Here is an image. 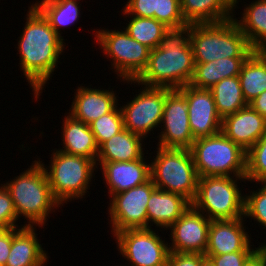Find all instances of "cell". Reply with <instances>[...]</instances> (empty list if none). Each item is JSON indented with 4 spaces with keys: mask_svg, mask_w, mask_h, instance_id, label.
Here are the masks:
<instances>
[{
    "mask_svg": "<svg viewBox=\"0 0 266 266\" xmlns=\"http://www.w3.org/2000/svg\"><path fill=\"white\" fill-rule=\"evenodd\" d=\"M28 9L16 48L20 57V69L37 101L47 81L53 77L66 44L33 4Z\"/></svg>",
    "mask_w": 266,
    "mask_h": 266,
    "instance_id": "cell-1",
    "label": "cell"
},
{
    "mask_svg": "<svg viewBox=\"0 0 266 266\" xmlns=\"http://www.w3.org/2000/svg\"><path fill=\"white\" fill-rule=\"evenodd\" d=\"M191 30L192 24L168 28L159 46L150 50L147 66L135 81L148 87L169 89L190 84L195 71Z\"/></svg>",
    "mask_w": 266,
    "mask_h": 266,
    "instance_id": "cell-2",
    "label": "cell"
},
{
    "mask_svg": "<svg viewBox=\"0 0 266 266\" xmlns=\"http://www.w3.org/2000/svg\"><path fill=\"white\" fill-rule=\"evenodd\" d=\"M16 176L4 183L16 210L18 219L23 216L25 225L45 227L49 214L61 204L54 198L46 172L38 160ZM28 223V224H27Z\"/></svg>",
    "mask_w": 266,
    "mask_h": 266,
    "instance_id": "cell-3",
    "label": "cell"
},
{
    "mask_svg": "<svg viewBox=\"0 0 266 266\" xmlns=\"http://www.w3.org/2000/svg\"><path fill=\"white\" fill-rule=\"evenodd\" d=\"M190 44L195 63L248 57L254 51L234 18L217 23L192 24Z\"/></svg>",
    "mask_w": 266,
    "mask_h": 266,
    "instance_id": "cell-4",
    "label": "cell"
},
{
    "mask_svg": "<svg viewBox=\"0 0 266 266\" xmlns=\"http://www.w3.org/2000/svg\"><path fill=\"white\" fill-rule=\"evenodd\" d=\"M49 166L37 160L43 166L54 198L63 206L64 203L78 200L89 193L90 183L96 172V162L83 156H75L55 150L51 154Z\"/></svg>",
    "mask_w": 266,
    "mask_h": 266,
    "instance_id": "cell-5",
    "label": "cell"
},
{
    "mask_svg": "<svg viewBox=\"0 0 266 266\" xmlns=\"http://www.w3.org/2000/svg\"><path fill=\"white\" fill-rule=\"evenodd\" d=\"M199 177H245L246 154L222 132L196 139L189 148Z\"/></svg>",
    "mask_w": 266,
    "mask_h": 266,
    "instance_id": "cell-6",
    "label": "cell"
},
{
    "mask_svg": "<svg viewBox=\"0 0 266 266\" xmlns=\"http://www.w3.org/2000/svg\"><path fill=\"white\" fill-rule=\"evenodd\" d=\"M239 181L247 180L245 177L217 175L199 177L192 206L211 221L244 217L245 195Z\"/></svg>",
    "mask_w": 266,
    "mask_h": 266,
    "instance_id": "cell-7",
    "label": "cell"
},
{
    "mask_svg": "<svg viewBox=\"0 0 266 266\" xmlns=\"http://www.w3.org/2000/svg\"><path fill=\"white\" fill-rule=\"evenodd\" d=\"M156 153L150 160L151 180L156 188L180 194L192 203L199 176L190 150L157 146Z\"/></svg>",
    "mask_w": 266,
    "mask_h": 266,
    "instance_id": "cell-8",
    "label": "cell"
},
{
    "mask_svg": "<svg viewBox=\"0 0 266 266\" xmlns=\"http://www.w3.org/2000/svg\"><path fill=\"white\" fill-rule=\"evenodd\" d=\"M95 32V41L103 55L110 58L111 67L124 82L135 80L146 68L150 49L129 36L123 30L99 29Z\"/></svg>",
    "mask_w": 266,
    "mask_h": 266,
    "instance_id": "cell-9",
    "label": "cell"
},
{
    "mask_svg": "<svg viewBox=\"0 0 266 266\" xmlns=\"http://www.w3.org/2000/svg\"><path fill=\"white\" fill-rule=\"evenodd\" d=\"M126 83H133L134 87L141 85L142 88L138 91L139 94L126 102L127 104L122 107L120 105L124 128L146 140L153 129L161 127L166 88L148 87L138 84L135 80H127Z\"/></svg>",
    "mask_w": 266,
    "mask_h": 266,
    "instance_id": "cell-10",
    "label": "cell"
},
{
    "mask_svg": "<svg viewBox=\"0 0 266 266\" xmlns=\"http://www.w3.org/2000/svg\"><path fill=\"white\" fill-rule=\"evenodd\" d=\"M118 252L130 266H166L169 243L151 228L125 229L115 233ZM128 265V266H129Z\"/></svg>",
    "mask_w": 266,
    "mask_h": 266,
    "instance_id": "cell-11",
    "label": "cell"
},
{
    "mask_svg": "<svg viewBox=\"0 0 266 266\" xmlns=\"http://www.w3.org/2000/svg\"><path fill=\"white\" fill-rule=\"evenodd\" d=\"M155 189L150 179L142 185L110 196L108 217L113 235L125 229L147 228V203Z\"/></svg>",
    "mask_w": 266,
    "mask_h": 266,
    "instance_id": "cell-12",
    "label": "cell"
},
{
    "mask_svg": "<svg viewBox=\"0 0 266 266\" xmlns=\"http://www.w3.org/2000/svg\"><path fill=\"white\" fill-rule=\"evenodd\" d=\"M160 126L162 131L156 136L159 147L189 149L195 141L190 129L186 97L179 89L166 88Z\"/></svg>",
    "mask_w": 266,
    "mask_h": 266,
    "instance_id": "cell-13",
    "label": "cell"
},
{
    "mask_svg": "<svg viewBox=\"0 0 266 266\" xmlns=\"http://www.w3.org/2000/svg\"><path fill=\"white\" fill-rule=\"evenodd\" d=\"M211 220L192 205L167 230H170L169 251L205 254Z\"/></svg>",
    "mask_w": 266,
    "mask_h": 266,
    "instance_id": "cell-14",
    "label": "cell"
},
{
    "mask_svg": "<svg viewBox=\"0 0 266 266\" xmlns=\"http://www.w3.org/2000/svg\"><path fill=\"white\" fill-rule=\"evenodd\" d=\"M188 107V119L194 140L214 136L221 132L222 119L218 115L212 92L194 88L190 84L180 87Z\"/></svg>",
    "mask_w": 266,
    "mask_h": 266,
    "instance_id": "cell-15",
    "label": "cell"
},
{
    "mask_svg": "<svg viewBox=\"0 0 266 266\" xmlns=\"http://www.w3.org/2000/svg\"><path fill=\"white\" fill-rule=\"evenodd\" d=\"M244 219V217H241L212 220L209 227L208 246L204 255L255 252L259 247L252 248L254 244L251 245V236L246 232V226H244L246 220Z\"/></svg>",
    "mask_w": 266,
    "mask_h": 266,
    "instance_id": "cell-16",
    "label": "cell"
},
{
    "mask_svg": "<svg viewBox=\"0 0 266 266\" xmlns=\"http://www.w3.org/2000/svg\"><path fill=\"white\" fill-rule=\"evenodd\" d=\"M145 157L147 156L143 155L130 162H96L97 169L99 165L102 170L109 196L142 185L151 179L150 162Z\"/></svg>",
    "mask_w": 266,
    "mask_h": 266,
    "instance_id": "cell-17",
    "label": "cell"
},
{
    "mask_svg": "<svg viewBox=\"0 0 266 266\" xmlns=\"http://www.w3.org/2000/svg\"><path fill=\"white\" fill-rule=\"evenodd\" d=\"M221 132L247 152L266 133V119L248 104L222 119Z\"/></svg>",
    "mask_w": 266,
    "mask_h": 266,
    "instance_id": "cell-18",
    "label": "cell"
},
{
    "mask_svg": "<svg viewBox=\"0 0 266 266\" xmlns=\"http://www.w3.org/2000/svg\"><path fill=\"white\" fill-rule=\"evenodd\" d=\"M116 91L95 89L91 86L77 87L70 112L68 113L73 118L82 121L89 125L94 120H97L102 115L111 112L118 104Z\"/></svg>",
    "mask_w": 266,
    "mask_h": 266,
    "instance_id": "cell-19",
    "label": "cell"
},
{
    "mask_svg": "<svg viewBox=\"0 0 266 266\" xmlns=\"http://www.w3.org/2000/svg\"><path fill=\"white\" fill-rule=\"evenodd\" d=\"M191 205L192 203L180 194L156 188L147 203V228H152L154 224L155 227L167 231Z\"/></svg>",
    "mask_w": 266,
    "mask_h": 266,
    "instance_id": "cell-20",
    "label": "cell"
},
{
    "mask_svg": "<svg viewBox=\"0 0 266 266\" xmlns=\"http://www.w3.org/2000/svg\"><path fill=\"white\" fill-rule=\"evenodd\" d=\"M37 226L13 228L11 250L5 266H45L48 253L43 250L36 234Z\"/></svg>",
    "mask_w": 266,
    "mask_h": 266,
    "instance_id": "cell-21",
    "label": "cell"
},
{
    "mask_svg": "<svg viewBox=\"0 0 266 266\" xmlns=\"http://www.w3.org/2000/svg\"><path fill=\"white\" fill-rule=\"evenodd\" d=\"M62 149L57 150L75 156H83L96 162L99 146L90 126L67 113L62 122Z\"/></svg>",
    "mask_w": 266,
    "mask_h": 266,
    "instance_id": "cell-22",
    "label": "cell"
},
{
    "mask_svg": "<svg viewBox=\"0 0 266 266\" xmlns=\"http://www.w3.org/2000/svg\"><path fill=\"white\" fill-rule=\"evenodd\" d=\"M239 1L180 0V8L187 24L217 23L233 18Z\"/></svg>",
    "mask_w": 266,
    "mask_h": 266,
    "instance_id": "cell-23",
    "label": "cell"
},
{
    "mask_svg": "<svg viewBox=\"0 0 266 266\" xmlns=\"http://www.w3.org/2000/svg\"><path fill=\"white\" fill-rule=\"evenodd\" d=\"M142 136L123 129L99 146L96 162H130L140 159L145 145Z\"/></svg>",
    "mask_w": 266,
    "mask_h": 266,
    "instance_id": "cell-24",
    "label": "cell"
},
{
    "mask_svg": "<svg viewBox=\"0 0 266 266\" xmlns=\"http://www.w3.org/2000/svg\"><path fill=\"white\" fill-rule=\"evenodd\" d=\"M238 77L243 97L249 104L266 90V50H254L242 64Z\"/></svg>",
    "mask_w": 266,
    "mask_h": 266,
    "instance_id": "cell-25",
    "label": "cell"
},
{
    "mask_svg": "<svg viewBox=\"0 0 266 266\" xmlns=\"http://www.w3.org/2000/svg\"><path fill=\"white\" fill-rule=\"evenodd\" d=\"M242 16L234 20L254 50H266V0L245 5Z\"/></svg>",
    "mask_w": 266,
    "mask_h": 266,
    "instance_id": "cell-26",
    "label": "cell"
},
{
    "mask_svg": "<svg viewBox=\"0 0 266 266\" xmlns=\"http://www.w3.org/2000/svg\"><path fill=\"white\" fill-rule=\"evenodd\" d=\"M80 0H38L32 4L47 19L50 26L61 36V27L73 25L78 21L80 15Z\"/></svg>",
    "mask_w": 266,
    "mask_h": 266,
    "instance_id": "cell-27",
    "label": "cell"
},
{
    "mask_svg": "<svg viewBox=\"0 0 266 266\" xmlns=\"http://www.w3.org/2000/svg\"><path fill=\"white\" fill-rule=\"evenodd\" d=\"M209 90L212 92L216 110L221 119L248 105L243 97L238 76L222 79Z\"/></svg>",
    "mask_w": 266,
    "mask_h": 266,
    "instance_id": "cell-28",
    "label": "cell"
},
{
    "mask_svg": "<svg viewBox=\"0 0 266 266\" xmlns=\"http://www.w3.org/2000/svg\"><path fill=\"white\" fill-rule=\"evenodd\" d=\"M122 12L123 16L131 18L130 21H127L126 27L124 28L123 26V29L129 36L150 50L159 46L168 27L154 18L129 16L124 11Z\"/></svg>",
    "mask_w": 266,
    "mask_h": 266,
    "instance_id": "cell-29",
    "label": "cell"
},
{
    "mask_svg": "<svg viewBox=\"0 0 266 266\" xmlns=\"http://www.w3.org/2000/svg\"><path fill=\"white\" fill-rule=\"evenodd\" d=\"M245 178L250 183H266V133L247 151Z\"/></svg>",
    "mask_w": 266,
    "mask_h": 266,
    "instance_id": "cell-30",
    "label": "cell"
},
{
    "mask_svg": "<svg viewBox=\"0 0 266 266\" xmlns=\"http://www.w3.org/2000/svg\"><path fill=\"white\" fill-rule=\"evenodd\" d=\"M89 126L98 146H100L103 142L109 140L124 129L120 107L116 106L111 112L91 122Z\"/></svg>",
    "mask_w": 266,
    "mask_h": 266,
    "instance_id": "cell-31",
    "label": "cell"
},
{
    "mask_svg": "<svg viewBox=\"0 0 266 266\" xmlns=\"http://www.w3.org/2000/svg\"><path fill=\"white\" fill-rule=\"evenodd\" d=\"M261 186L256 191L246 193L244 202V218H250L264 226L266 229V183H260ZM252 192V193H251ZM260 246H266V243H261Z\"/></svg>",
    "mask_w": 266,
    "mask_h": 266,
    "instance_id": "cell-32",
    "label": "cell"
},
{
    "mask_svg": "<svg viewBox=\"0 0 266 266\" xmlns=\"http://www.w3.org/2000/svg\"><path fill=\"white\" fill-rule=\"evenodd\" d=\"M154 19L168 28H177L187 24L181 13L180 0H156Z\"/></svg>",
    "mask_w": 266,
    "mask_h": 266,
    "instance_id": "cell-33",
    "label": "cell"
},
{
    "mask_svg": "<svg viewBox=\"0 0 266 266\" xmlns=\"http://www.w3.org/2000/svg\"><path fill=\"white\" fill-rule=\"evenodd\" d=\"M221 81L220 59L207 63H195V71L190 85L199 89H210Z\"/></svg>",
    "mask_w": 266,
    "mask_h": 266,
    "instance_id": "cell-34",
    "label": "cell"
},
{
    "mask_svg": "<svg viewBox=\"0 0 266 266\" xmlns=\"http://www.w3.org/2000/svg\"><path fill=\"white\" fill-rule=\"evenodd\" d=\"M18 216L16 214L13 200L4 187L0 186V229L18 228ZM17 224V225H16Z\"/></svg>",
    "mask_w": 266,
    "mask_h": 266,
    "instance_id": "cell-35",
    "label": "cell"
},
{
    "mask_svg": "<svg viewBox=\"0 0 266 266\" xmlns=\"http://www.w3.org/2000/svg\"><path fill=\"white\" fill-rule=\"evenodd\" d=\"M123 7L121 11H124L126 15L154 18L156 0H127Z\"/></svg>",
    "mask_w": 266,
    "mask_h": 266,
    "instance_id": "cell-36",
    "label": "cell"
},
{
    "mask_svg": "<svg viewBox=\"0 0 266 266\" xmlns=\"http://www.w3.org/2000/svg\"><path fill=\"white\" fill-rule=\"evenodd\" d=\"M254 252H233L222 255H205L215 266H243Z\"/></svg>",
    "mask_w": 266,
    "mask_h": 266,
    "instance_id": "cell-37",
    "label": "cell"
},
{
    "mask_svg": "<svg viewBox=\"0 0 266 266\" xmlns=\"http://www.w3.org/2000/svg\"><path fill=\"white\" fill-rule=\"evenodd\" d=\"M205 258L206 256L200 253L170 252L166 266H201Z\"/></svg>",
    "mask_w": 266,
    "mask_h": 266,
    "instance_id": "cell-38",
    "label": "cell"
},
{
    "mask_svg": "<svg viewBox=\"0 0 266 266\" xmlns=\"http://www.w3.org/2000/svg\"><path fill=\"white\" fill-rule=\"evenodd\" d=\"M247 57H232L220 59L221 80L239 76L240 69Z\"/></svg>",
    "mask_w": 266,
    "mask_h": 266,
    "instance_id": "cell-39",
    "label": "cell"
},
{
    "mask_svg": "<svg viewBox=\"0 0 266 266\" xmlns=\"http://www.w3.org/2000/svg\"><path fill=\"white\" fill-rule=\"evenodd\" d=\"M13 228L0 229V266H5L11 250Z\"/></svg>",
    "mask_w": 266,
    "mask_h": 266,
    "instance_id": "cell-40",
    "label": "cell"
},
{
    "mask_svg": "<svg viewBox=\"0 0 266 266\" xmlns=\"http://www.w3.org/2000/svg\"><path fill=\"white\" fill-rule=\"evenodd\" d=\"M243 266H266V246L259 248L246 260Z\"/></svg>",
    "mask_w": 266,
    "mask_h": 266,
    "instance_id": "cell-41",
    "label": "cell"
},
{
    "mask_svg": "<svg viewBox=\"0 0 266 266\" xmlns=\"http://www.w3.org/2000/svg\"><path fill=\"white\" fill-rule=\"evenodd\" d=\"M249 105L266 119V90L252 100Z\"/></svg>",
    "mask_w": 266,
    "mask_h": 266,
    "instance_id": "cell-42",
    "label": "cell"
},
{
    "mask_svg": "<svg viewBox=\"0 0 266 266\" xmlns=\"http://www.w3.org/2000/svg\"><path fill=\"white\" fill-rule=\"evenodd\" d=\"M201 266H215L213 264V262L209 259V258H205L202 262H201Z\"/></svg>",
    "mask_w": 266,
    "mask_h": 266,
    "instance_id": "cell-43",
    "label": "cell"
}]
</instances>
